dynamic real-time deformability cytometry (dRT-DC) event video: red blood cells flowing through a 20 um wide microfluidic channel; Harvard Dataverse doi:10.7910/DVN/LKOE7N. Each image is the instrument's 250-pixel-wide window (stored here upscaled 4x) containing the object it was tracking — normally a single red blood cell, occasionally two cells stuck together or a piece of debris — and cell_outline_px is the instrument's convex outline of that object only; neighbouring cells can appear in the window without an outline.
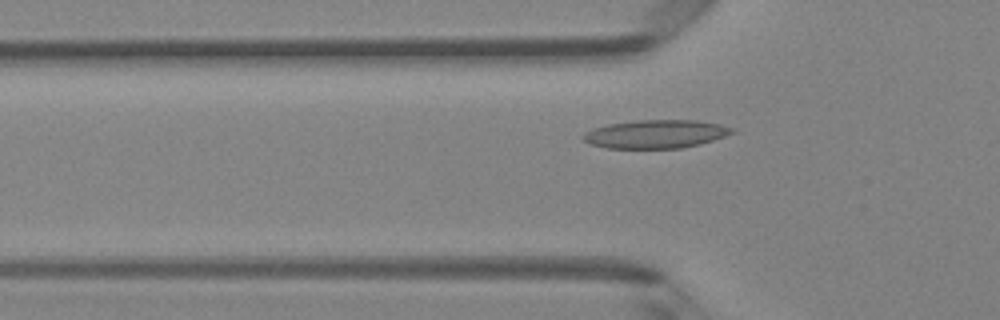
{"species": "Egyptian fruit bat (a non-hibernating species)", "species_latin": "Rousettus aegyptiacus", "temperature_condition": "room temperature", "stored_images_in_passage": 41, "camera_frame_rate_fps": 3000, "um_per_image_px": 0.085, "animal": {"sex": "female"}, "frame": {"image": 1, "passage_image": 14, "time_ms": 4.333, "image_size_px": [1000, 320], "cell_outline_px": [[736, 132], [700, 144], [680, 148], [608, 148], [588, 144], [580, 136], [584, 132], [592, 128], [608, 124], [636, 120], [696, 120], [720, 124], [736, 128]], "centroid_in_image_um": [55.72, 11.39], "position_along_channel_um": 70.1, "area_um2": 24.8}}
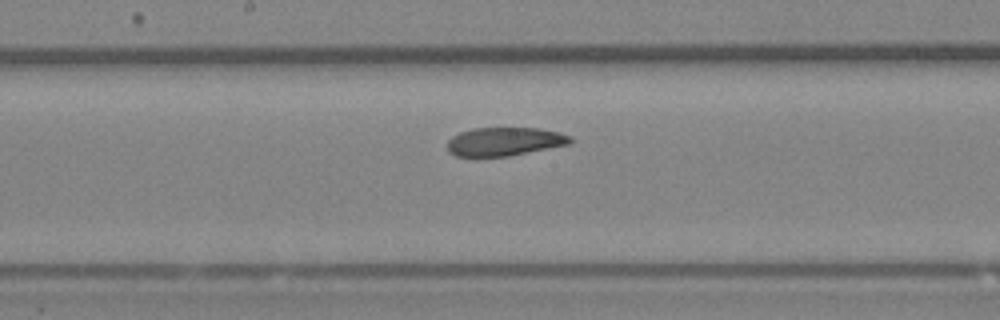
{"frame": {"image": 2, "passage_image": 24, "time_ms": 7.667, "image_size_px": [1000, 320], "cell_outline_px": [[572, 144], [508, 156], [456, 156], [448, 152], [448, 140], [452, 136], [460, 132], [472, 128], [540, 128], [560, 132], [572, 136]], "centroid_in_image_um": [42.92, 12.02], "position_along_channel_um": 205.3, "area_um2": 20.58}}
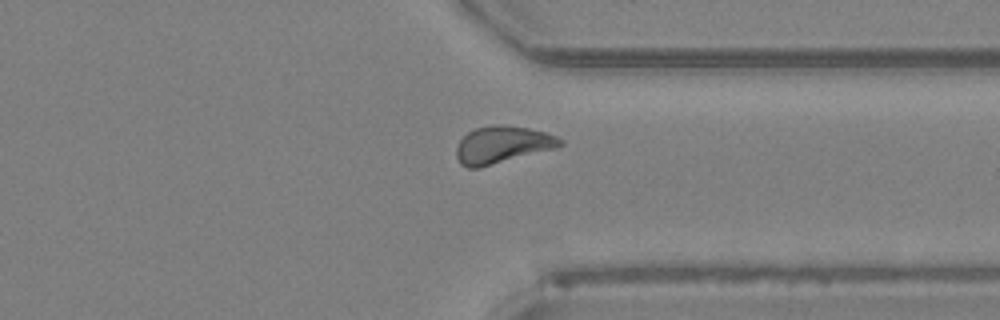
{"frame": {"image": 3, "passage_image": 36, "time_ms": 11.667, "image_size_px": [1000, 320], "cell_outline_px": [[564, 144], [556, 148], [480, 168], [468, 168], [460, 164], [456, 156], [456, 148], [460, 140], [468, 132], [476, 128], [492, 124], [500, 124], [528, 128], [544, 132], [556, 136], [564, 140]], "centroid_in_image_um": [42.69, 12.31], "position_along_channel_um": 368.7, "area_um2": 22.6}}